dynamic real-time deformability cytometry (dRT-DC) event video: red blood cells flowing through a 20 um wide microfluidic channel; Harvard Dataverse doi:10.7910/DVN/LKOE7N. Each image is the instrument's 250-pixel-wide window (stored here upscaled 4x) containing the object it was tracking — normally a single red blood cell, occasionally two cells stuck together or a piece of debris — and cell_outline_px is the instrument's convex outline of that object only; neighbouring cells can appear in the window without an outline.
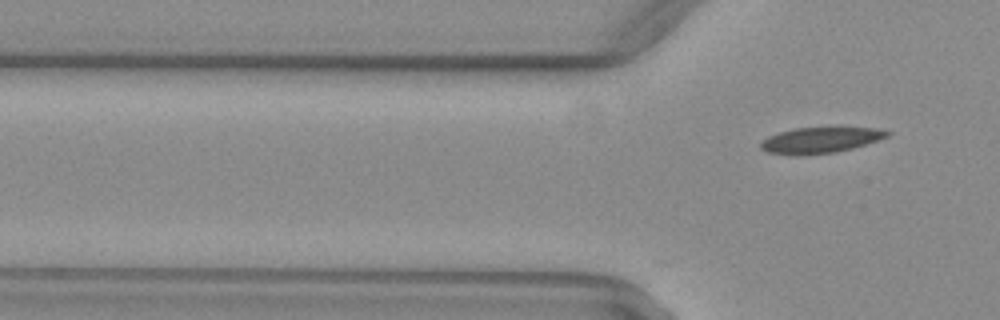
{"species": "common noctule bat (a hibernating species)", "species_latin": "Nyctalus noctula", "temperature_condition": "warm", "stored_images_in_passage": 8, "camera_frame_rate_fps": 3000, "um_per_image_px": 0.085, "animal": {"sex": "female", "body_mass_g": 29.2, "forearm_length_mm": 56.3}, "frame": {"image": 1, "passage_image": 8, "time_ms": 2.333, "image_size_px": [1000, 320], "cell_outline_px": [[892, 132], [888, 136], [852, 148], [836, 152], [800, 156], [792, 156], [768, 152], [760, 148], [760, 144], [768, 136], [792, 128], [836, 124], [876, 128]], "centroid_in_image_um": [69.75, 11.86], "position_along_channel_um": 56.1, "area_um2": 20.11}}